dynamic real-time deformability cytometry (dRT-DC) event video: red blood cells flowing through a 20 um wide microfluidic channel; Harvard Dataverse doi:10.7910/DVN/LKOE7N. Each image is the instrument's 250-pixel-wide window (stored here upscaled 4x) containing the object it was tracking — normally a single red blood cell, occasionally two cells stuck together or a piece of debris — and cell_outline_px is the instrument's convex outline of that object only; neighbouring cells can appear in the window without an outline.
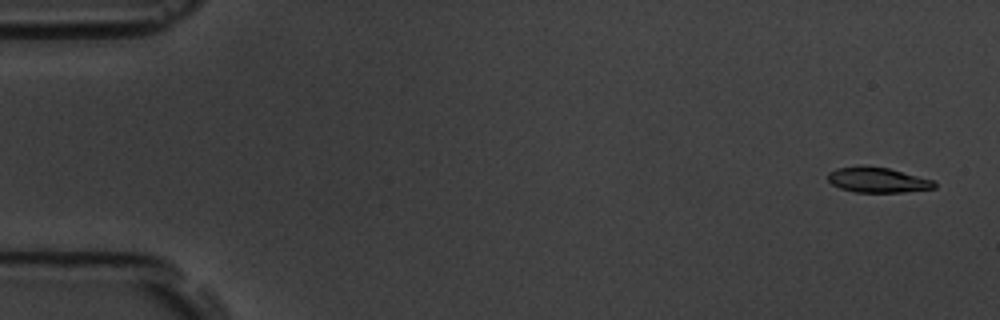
{"species": "common noctule bat (a hibernating species)", "species_latin": "Nyctalus noctula", "temperature_condition": "room temperature", "stored_images_in_passage": 5, "camera_frame_rate_fps": 3000, "um_per_image_px": 0.085, "animal": {"sex": "male", "body_mass_g": 19.5, "forearm_length_mm": 54.6}, "frame": {"image": 1, "passage_image": 1, "time_ms": 0.0, "image_size_px": [1000, 320], "cell_outline_px": [[936, 188], [904, 192], [856, 192], [840, 188], [832, 184], [828, 180], [828, 172], [836, 168], [888, 168], [932, 180], [936, 184]], "centroid_in_image_um": [74.61, 15.33], "position_along_channel_um": 10.4, "area_um2": 14.97}}
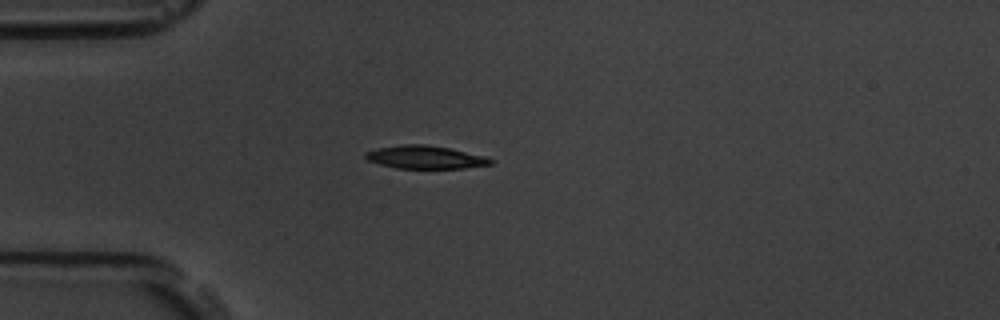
{"frame": {"image": 2, "passage_image": 5, "time_ms": 4.333, "image_size_px": [1000, 320], "cell_outline_px": [[492, 164], [464, 168], [396, 168], [380, 164], [368, 160], [364, 156], [364, 152], [376, 148], [400, 144], [424, 144], [448, 148], [484, 156], [492, 160]], "centroid_in_image_um": [36.08, 13.35], "position_along_channel_um": 48.9, "area_um2": 16.65}}